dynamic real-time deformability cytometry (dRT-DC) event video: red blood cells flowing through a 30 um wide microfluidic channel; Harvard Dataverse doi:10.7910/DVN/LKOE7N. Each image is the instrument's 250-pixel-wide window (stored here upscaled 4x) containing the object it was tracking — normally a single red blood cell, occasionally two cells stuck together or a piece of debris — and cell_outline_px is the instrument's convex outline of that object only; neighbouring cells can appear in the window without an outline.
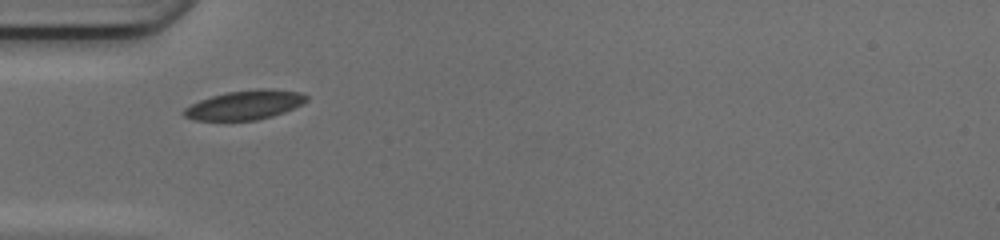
{"species": "common noctule bat (a hibernating species)", "species_latin": "Nyctalus noctula", "temperature_condition": "cold", "stored_images_in_passage": 35, "camera_frame_rate_fps": 3000, "um_per_image_px": 0.085, "animal": {"sex": "female", "body_mass_g": 17.0, "forearm_length_mm": 48.0}, "frame": {"image": 1, "passage_image": 1, "time_ms": 0.0, "image_size_px": [1000, 240], "cell_outline_px": [[308, 100], [284, 112], [272, 116], [256, 120], [192, 120], [184, 116], [180, 112], [184, 108], [200, 100], [212, 96], [228, 92], [256, 88], [268, 88], [300, 92], [308, 96]], "centroid_in_image_um": [20.79, 8.92], "position_along_channel_um": 64.2, "area_um2": 20.87}}
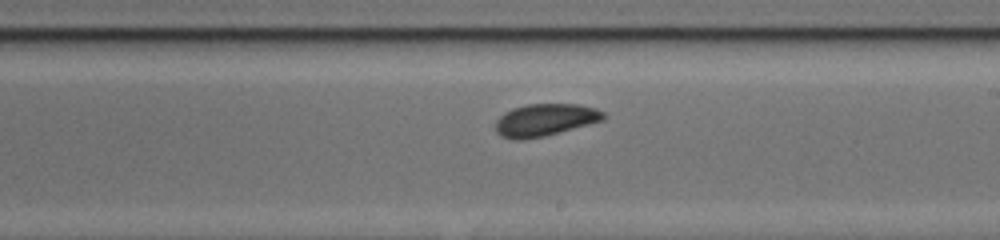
{"frame": {"image": 2, "passage_image": 14, "time_ms": 4.333, "image_size_px": [1000, 240], "cell_outline_px": [[608, 116], [604, 120], [544, 136], [520, 140], [512, 140], [500, 136], [496, 132], [496, 120], [504, 112], [512, 108], [528, 104], [580, 104], [596, 108], [604, 112]], "centroid_in_image_um": [46.33, 10.19], "position_along_channel_um": 242.7, "area_um2": 20.46}}
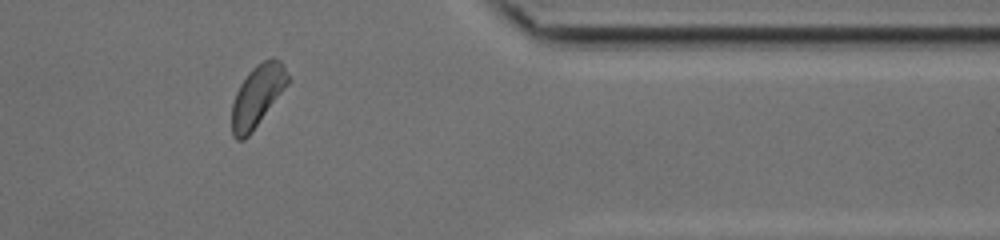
{"frame": {"image": 3, "passage_image": 26, "time_ms": 8.333, "image_size_px": [1000, 240], "cell_outline_px": [[288, 84], [252, 132], [244, 140], [236, 140], [232, 136], [232, 104], [236, 92], [240, 84], [248, 72], [256, 64], [272, 56], [280, 60], [284, 64], [288, 76]], "centroid_in_image_um": [21.87, 8.14], "position_along_channel_um": 389.5, "area_um2": 20.11}, "authors_computed_cell_mechanics": {"area_um2": 20.0566, "velocity_mm_per_s": 4.1474, "shape_relaxation_time_tau1_ms": 3.9375, "shape_relaxation_time_tau2_ms": null, "deformation_change_tau1": 0.0938, "deformation_change_tau2": null}}